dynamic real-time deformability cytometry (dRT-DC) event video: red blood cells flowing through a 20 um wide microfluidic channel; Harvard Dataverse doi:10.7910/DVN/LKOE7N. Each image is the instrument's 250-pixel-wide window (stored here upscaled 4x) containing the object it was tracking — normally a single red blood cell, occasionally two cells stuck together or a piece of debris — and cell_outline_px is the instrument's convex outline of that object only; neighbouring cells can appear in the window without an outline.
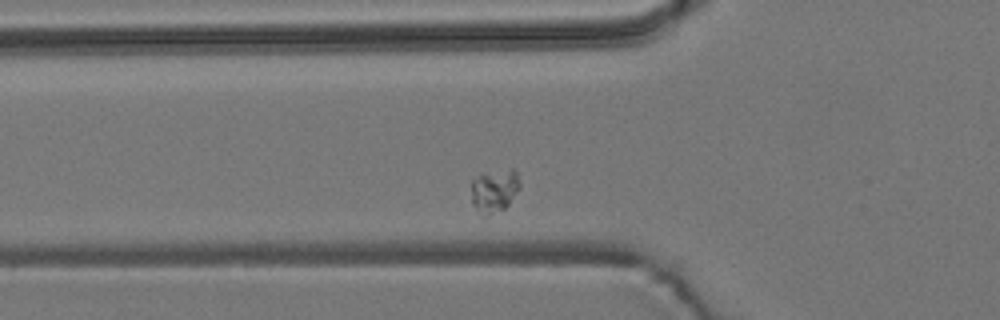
{"species": "common noctule bat (a hibernating species)", "species_latin": "Nyctalus noctula", "temperature_condition": "room temperature", "stored_images_in_passage": 29, "camera_frame_rate_fps": 3000, "um_per_image_px": 0.085, "animal": {"sex": "male", "body_mass_g": 19.2, "forearm_length_mm": 51.8}, "frame": {"image": 1, "passage_image": 2, "time_ms": 0.333, "image_size_px": [1000, 320], "cell_outline_px": [[520, 188], [508, 204], [504, 208], [488, 216], [480, 216], [472, 204], [472, 180], [480, 172], [512, 168], [516, 172], [520, 184]], "centroid_in_image_um": [41.99, 16.19], "position_along_channel_um": 83.8, "area_um2": 12.54}}
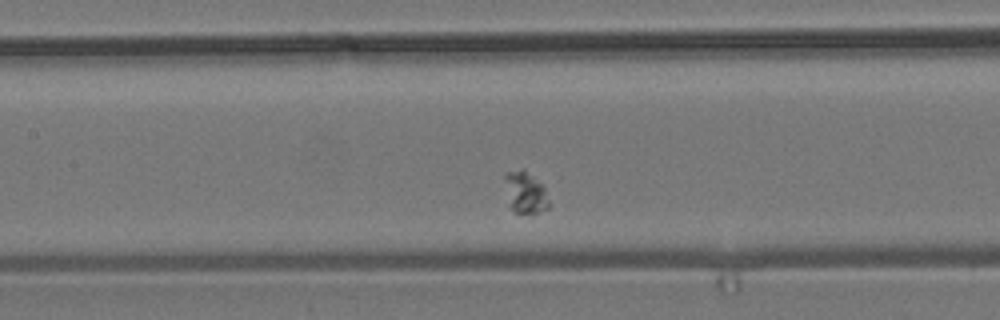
{"frame": {"image": 2, "passage_image": 9, "time_ms": 2.667, "image_size_px": [1000, 320], "cell_outline_px": [[548, 208], [532, 216], [516, 212], [512, 208], [504, 176], [504, 172], [520, 168], [524, 168], [544, 184], [548, 200]], "centroid_in_image_um": [44.7, 16.33], "position_along_channel_um": 162.7, "area_um2": 10.92}}
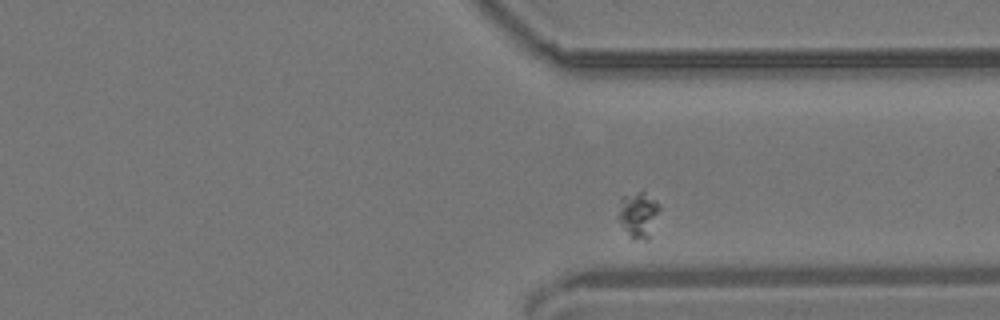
{"frame": {"image": 3, "passage_image": 26, "time_ms": 8.333, "image_size_px": [1000, 320], "cell_outline_px": [[660, 208], [648, 240], [632, 240], [628, 236], [616, 216], [620, 196], [640, 192], [644, 192], [656, 200], [660, 204]], "centroid_in_image_um": [54.21, 18.26], "position_along_channel_um": 357.2, "area_um2": 11.27}}